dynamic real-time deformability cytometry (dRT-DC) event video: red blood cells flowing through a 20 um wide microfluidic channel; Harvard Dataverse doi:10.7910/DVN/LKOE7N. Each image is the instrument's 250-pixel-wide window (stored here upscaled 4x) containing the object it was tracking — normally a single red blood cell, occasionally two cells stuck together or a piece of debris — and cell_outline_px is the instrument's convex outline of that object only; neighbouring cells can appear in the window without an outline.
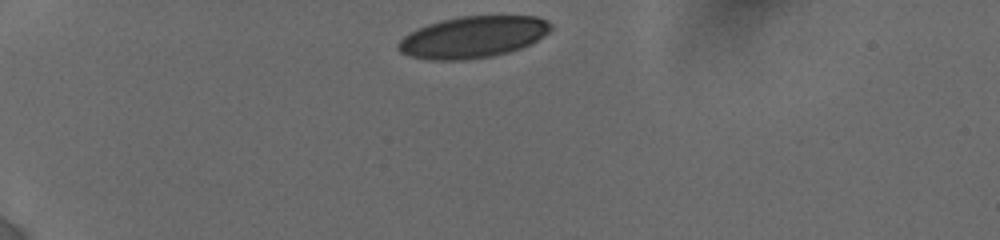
{"species": "human", "species_latin": "Homo sapiens", "temperature_condition": "cold", "stored_images_in_passage": 20, "camera_frame_rate_fps": 3000, "um_per_image_px": 0.085, "donor": {"sex": "female"}, "frame": {"image": 1, "passage_image": 1, "time_ms": 0.0, "image_size_px": [1000, 240], "cell_outline_px": [[552, 28], [544, 36], [520, 48], [508, 52], [492, 56], [464, 60], [428, 60], [408, 56], [400, 52], [396, 48], [396, 44], [408, 32], [416, 28], [440, 20], [460, 16], [536, 16], [548, 20], [552, 24]], "centroid_in_image_um": [40.15, 3.15], "position_along_channel_um": 44.8, "area_um2": 37.22}}
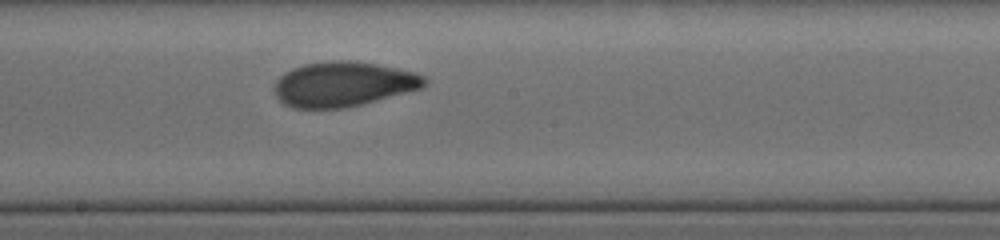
{"frame": {"image": 2, "passage_image": 12, "time_ms": 6.0, "image_size_px": [1000, 240], "cell_outline_px": [[428, 84], [420, 88], [408, 92], [344, 108], [292, 108], [284, 104], [276, 96], [276, 80], [284, 72], [292, 68], [304, 64], [332, 60], [348, 60], [376, 64], [416, 72], [424, 76], [428, 80]], "centroid_in_image_um": [29.19, 7.14], "position_along_channel_um": 219.0, "area_um2": 39.13}}
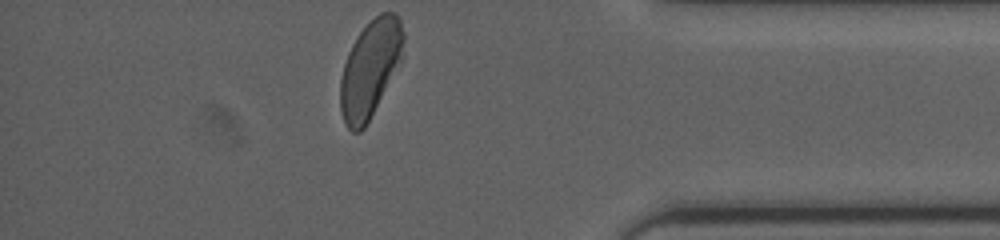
{"frame": {"image": 3, "passage_image": 20, "time_ms": 11.333, "image_size_px": [1000, 240], "cell_outline_px": [[404, 56], [364, 128], [360, 132], [352, 132], [344, 124], [340, 108], [340, 80], [344, 64], [348, 52], [356, 36], [380, 12], [396, 12], [400, 16], [404, 32]], "centroid_in_image_um": [31.48, 5.81], "position_along_channel_um": 403.7, "area_um2": 35.78}, "authors_computed_cell_mechanics": {"area_um2": 39.0439, "velocity_mm_per_s": 3.8374, "shape_relaxation_time_tau1_ms": 5.0444, "shape_relaxation_time_tau2_ms": 1.4965, "deformation_change_tau1": 0.1683, "deformation_change_tau2": 0.0713}}